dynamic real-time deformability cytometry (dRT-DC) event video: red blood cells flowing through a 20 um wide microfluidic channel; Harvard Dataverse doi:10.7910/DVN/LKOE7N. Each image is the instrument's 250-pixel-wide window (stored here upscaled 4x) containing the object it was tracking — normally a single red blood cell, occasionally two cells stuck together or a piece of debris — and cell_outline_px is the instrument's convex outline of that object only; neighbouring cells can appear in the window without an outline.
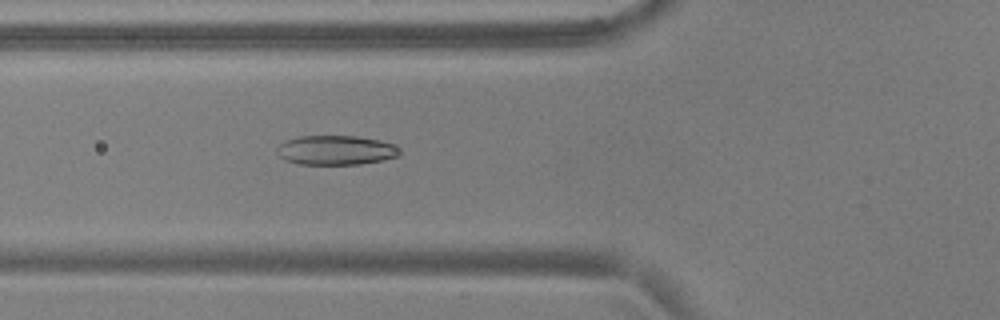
{"species": "common noctule bat (a hibernating species)", "species_latin": "Nyctalus noctula", "temperature_condition": "warm", "stored_images_in_passage": 43, "camera_frame_rate_fps": 3000, "um_per_image_px": 0.085, "animal": {"sex": "male", "body_mass_g": 17.9, "forearm_length_mm": 54.2}, "frame": {"image": 1, "passage_image": 21, "time_ms": 6.667, "image_size_px": [1000, 320], "cell_outline_px": [[400, 156], [384, 160], [360, 164], [300, 164], [284, 160], [276, 152], [276, 148], [284, 140], [300, 136], [356, 136], [380, 140], [392, 144], [400, 152]], "centroid_in_image_um": [28.52, 12.76], "position_along_channel_um": 97.3, "area_um2": 21.1}}
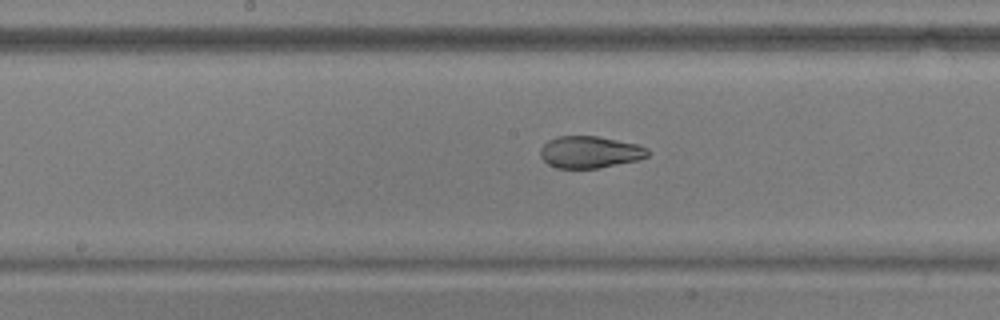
{"frame": {"image": 2, "passage_image": 29, "time_ms": 9.333, "image_size_px": [1000, 320], "cell_outline_px": [[648, 156], [636, 160], [596, 168], [556, 168], [548, 164], [540, 156], [540, 148], [548, 140], [556, 136], [596, 136], [636, 144], [648, 148]], "centroid_in_image_um": [50.09, 12.92], "position_along_channel_um": 198.1, "area_um2": 19.77}}
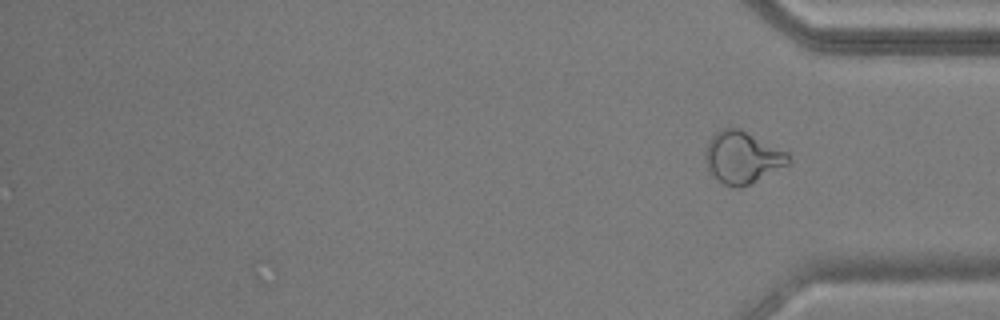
{"frame": {"image": 3, "passage_image": 43, "time_ms": 14.0, "image_size_px": [1000, 320], "cell_outline_px": [[792, 164], [740, 188], [736, 188], [724, 184], [708, 172], [704, 156], [704, 152], [708, 140], [716, 132], [724, 128], [740, 128], [788, 152]], "centroid_in_image_um": [63.1, 13.38], "position_along_channel_um": 372.1, "area_um2": 25.49}, "authors_computed_cell_mechanics": {"area_um2": 21.5016, "velocity_mm_per_s": 3.7524, "shape_relaxation_time_tau1_ms": 9.5308, "shape_relaxation_time_tau2_ms": 1.1195, "deformation_change_tau1": 0.2656, "deformation_change_tau2": 0.0607}}